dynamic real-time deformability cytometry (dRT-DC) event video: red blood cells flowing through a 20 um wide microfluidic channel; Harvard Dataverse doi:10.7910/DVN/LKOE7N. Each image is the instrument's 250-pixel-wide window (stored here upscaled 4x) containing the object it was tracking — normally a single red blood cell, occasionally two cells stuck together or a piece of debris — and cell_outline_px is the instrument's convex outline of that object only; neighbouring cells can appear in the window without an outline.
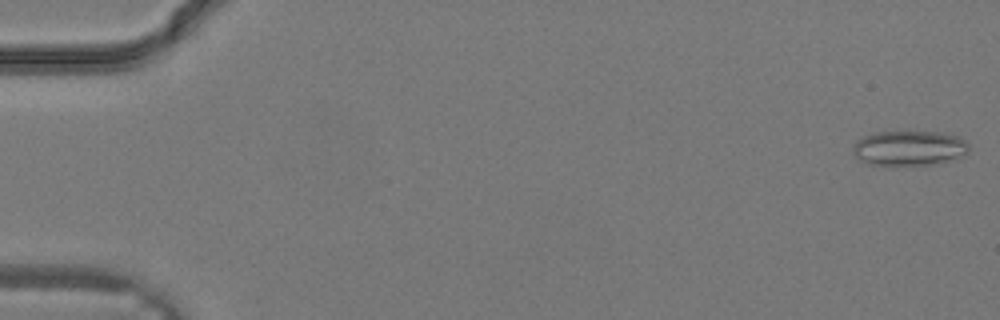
{"species": "common noctule bat (a hibernating species)", "species_latin": "Nyctalus noctula", "temperature_condition": "warm", "stored_images_in_passage": 32, "camera_frame_rate_fps": 3000, "um_per_image_px": 0.085, "animal": {"sex": "male", "body_mass_g": 19.2, "forearm_length_mm": 51.8}, "frame": {"image": 1, "passage_image": 1, "time_ms": 0.0, "image_size_px": [1000, 320], "cell_outline_px": [[968, 152], [964, 156], [948, 160], [928, 164], [892, 168], [868, 164], [856, 160], [852, 152], [852, 148], [856, 140], [864, 136], [876, 132], [912, 128], [940, 132], [960, 136], [968, 144]], "centroid_in_image_um": [77.21, 12.57], "position_along_channel_um": 7.8, "area_um2": 25.32}}
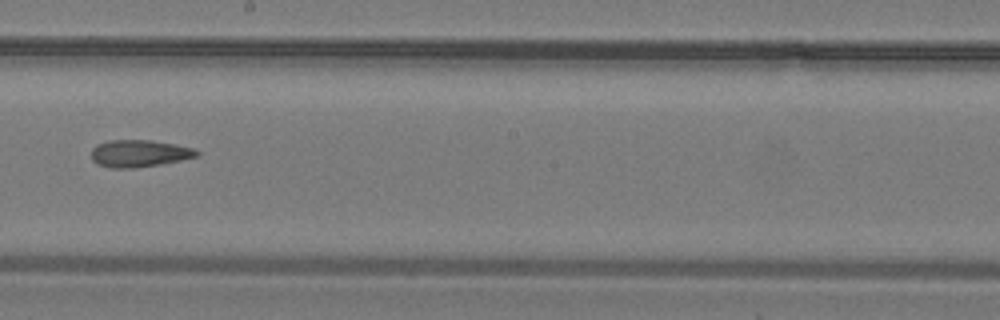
{"frame": {"image": 2, "passage_image": 19, "time_ms": 6.0, "image_size_px": [1000, 320], "cell_outline_px": [[200, 156], [160, 164], [132, 168], [112, 168], [96, 164], [92, 160], [92, 148], [96, 144], [108, 140], [152, 140], [192, 148], [200, 152]], "centroid_in_image_um": [11.8, 13.04], "position_along_channel_um": 236.4, "area_um2": 16.65}}
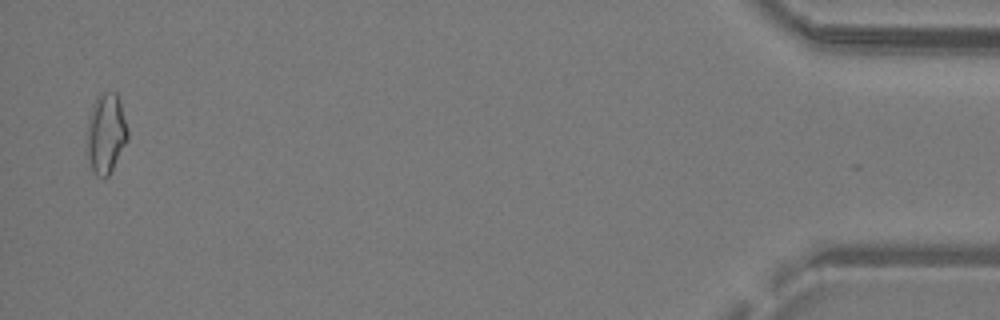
{"frame": {"image": 3, "passage_image": 32, "time_ms": 10.333, "image_size_px": [1000, 320], "cell_outline_px": [[128, 140], [108, 176], [104, 180], [96, 176], [92, 168], [88, 156], [88, 116], [96, 96], [100, 92], [116, 92], [128, 128]], "centroid_in_image_um": [9.01, 11.33], "position_along_channel_um": 426.2, "area_um2": 18.9}}